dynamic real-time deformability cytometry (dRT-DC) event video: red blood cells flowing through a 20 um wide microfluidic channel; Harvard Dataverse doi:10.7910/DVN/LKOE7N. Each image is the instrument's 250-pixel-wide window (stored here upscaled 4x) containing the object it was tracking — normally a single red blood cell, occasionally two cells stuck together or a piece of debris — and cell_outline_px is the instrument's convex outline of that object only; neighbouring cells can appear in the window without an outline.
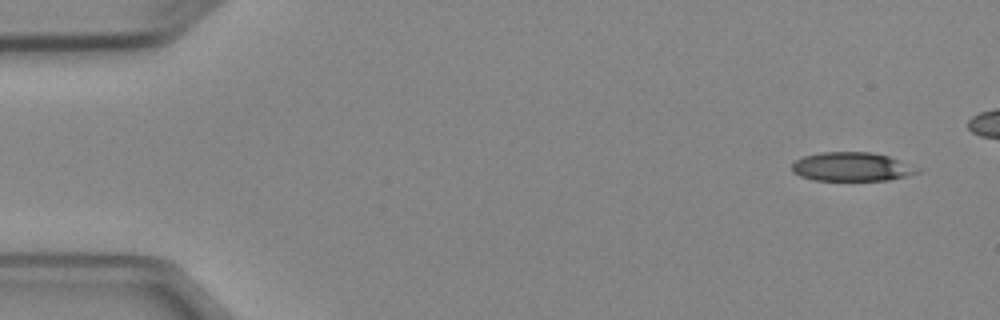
{"species": "Egyptian fruit bat (a non-hibernating species)", "species_latin": "Rousettus aegyptiacus", "temperature_condition": "cold", "stored_images_in_passage": 7, "camera_frame_rate_fps": 3000, "um_per_image_px": 0.085, "animal": {"sex": "female"}, "frame": {"image": 1, "passage_image": 1, "time_ms": 0.0, "image_size_px": [1000, 320], "cell_outline_px": [[924, 168], [920, 172], [908, 176], [888, 180], [812, 180], [800, 176], [792, 172], [792, 164], [796, 160], [804, 156], [820, 152], [872, 152], [888, 156]], "centroid_in_image_um": [72.46, 14.17], "position_along_channel_um": 12.5, "area_um2": 21.39}}
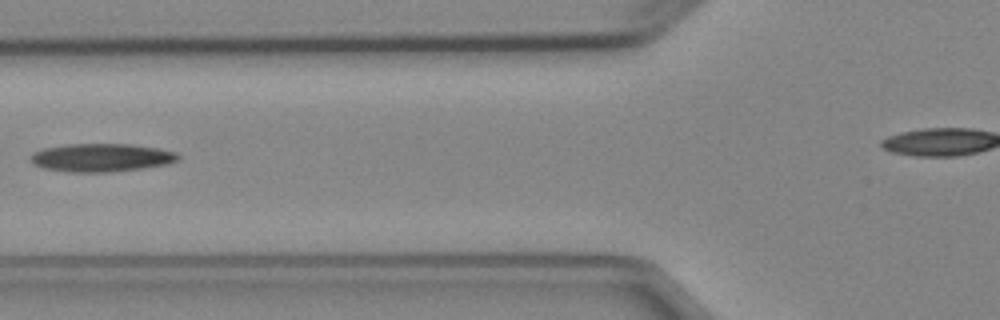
{"frame": {"image": 2, "passage_image": 5, "time_ms": 5.667, "image_size_px": [1000, 320], "cell_outline_px": [[180, 160], [164, 164], [140, 168], [108, 172], [68, 172], [44, 168], [32, 164], [28, 160], [28, 156], [32, 152], [44, 148], [64, 144], [132, 144], [156, 148], [176, 152], [180, 156]], "centroid_in_image_um": [8.53, 13.39], "position_along_channel_um": 117.3, "area_um2": 24.33}}